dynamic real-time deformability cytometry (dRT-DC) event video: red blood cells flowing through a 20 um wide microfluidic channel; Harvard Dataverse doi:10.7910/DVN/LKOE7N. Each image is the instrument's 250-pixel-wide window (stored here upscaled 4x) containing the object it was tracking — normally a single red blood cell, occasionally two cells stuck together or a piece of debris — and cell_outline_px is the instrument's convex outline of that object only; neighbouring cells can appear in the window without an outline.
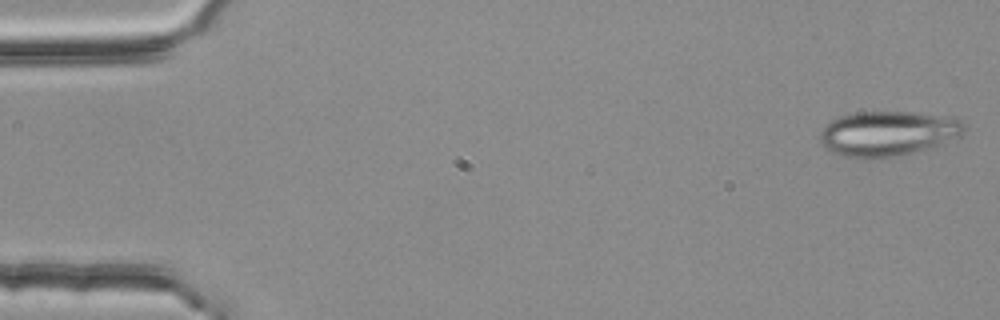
{"species": "common noctule bat (a hibernating species)", "species_latin": "Nyctalus noctula", "temperature_condition": "room temperature", "stored_images_in_passage": 54, "camera_frame_rate_fps": 3000, "um_per_image_px": 0.085, "animal": {"sex": "female", "body_mass_g": 25.1}, "frame": {"image": 1, "passage_image": 1, "time_ms": 0.0, "image_size_px": [1000, 320], "cell_outline_px": [[968, 128], [960, 136], [936, 144], [908, 152], [892, 156], [864, 160], [844, 156], [832, 152], [820, 144], [820, 132], [824, 124], [840, 116], [856, 112], [908, 112], [960, 120]], "centroid_in_image_um": [75.35, 11.35], "position_along_channel_um": 9.7, "area_um2": 37.05}}
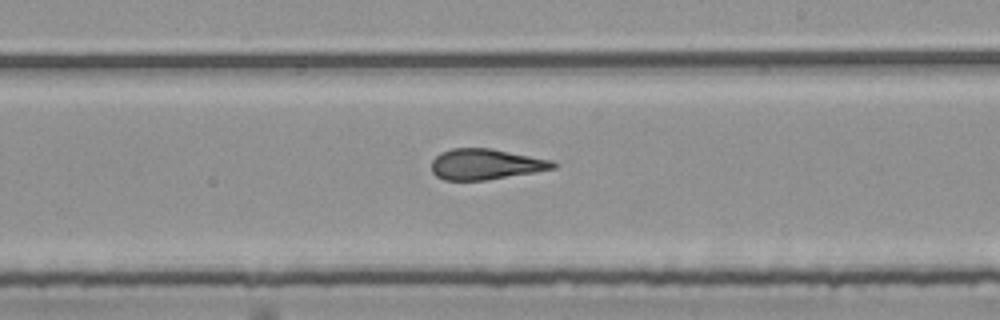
{"frame": {"image": 2, "passage_image": 31, "time_ms": 10.0, "image_size_px": [1000, 320], "cell_outline_px": [[556, 168], [536, 172], [484, 180], [444, 180], [436, 176], [432, 172], [432, 160], [440, 152], [452, 148], [492, 148], [552, 160], [556, 164]], "centroid_in_image_um": [41.27, 13.95], "position_along_channel_um": 247.7, "area_um2": 21.79}}
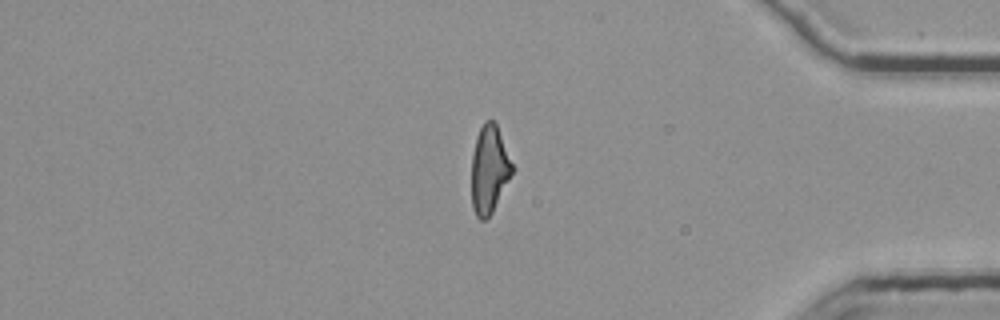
{"frame": {"image": 3, "passage_image": 45, "time_ms": 14.667, "image_size_px": [1000, 320], "cell_outline_px": [[516, 168], [492, 212], [484, 220], [480, 220], [476, 216], [472, 208], [472, 156], [476, 136], [484, 120], [492, 120], [496, 124]], "centroid_in_image_um": [41.61, 14.39], "position_along_channel_um": 393.6, "area_um2": 21.04}, "authors_computed_cell_mechanics": {"area_um2": 22.2241, "velocity_mm_per_s": 3.7742, "shape_relaxation_time_tau1_ms": null, "shape_relaxation_time_tau2_ms": 2.1075, "deformation_change_tau1": null, "deformation_change_tau2": 0.1388}}